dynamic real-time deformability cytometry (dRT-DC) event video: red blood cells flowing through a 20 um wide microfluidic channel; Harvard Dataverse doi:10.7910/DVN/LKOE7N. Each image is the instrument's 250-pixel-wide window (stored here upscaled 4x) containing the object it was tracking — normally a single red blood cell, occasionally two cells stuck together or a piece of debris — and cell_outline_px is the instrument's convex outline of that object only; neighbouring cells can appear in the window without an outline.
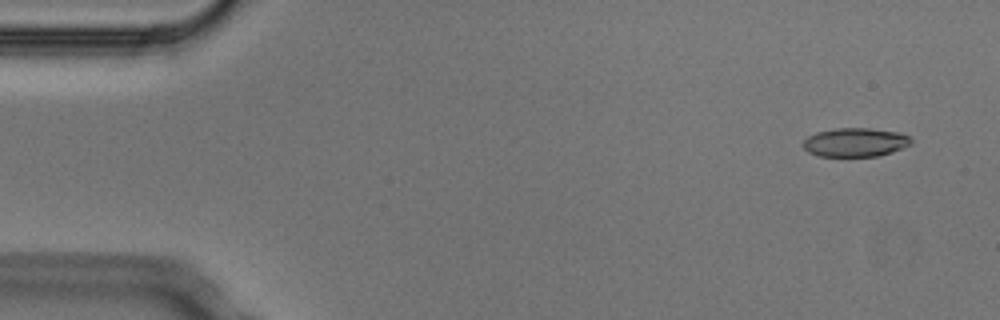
{"species": "Egyptian fruit bat (a non-hibernating species)", "species_latin": "Rousettus aegyptiacus", "temperature_condition": "cold", "stored_images_in_passage": 5, "camera_frame_rate_fps": 3000, "um_per_image_px": 0.085, "animal": {"sex": "male"}, "frame": {"image": 1, "passage_image": 1, "time_ms": 0.0, "image_size_px": [1000, 320], "cell_outline_px": [[912, 144], [892, 152], [880, 156], [816, 156], [808, 152], [804, 148], [804, 140], [808, 136], [816, 132], [836, 128], [872, 128], [900, 132], [908, 136], [912, 140]], "centroid_in_image_um": [72.71, 12.09], "position_along_channel_um": 12.3, "area_um2": 18.26}}
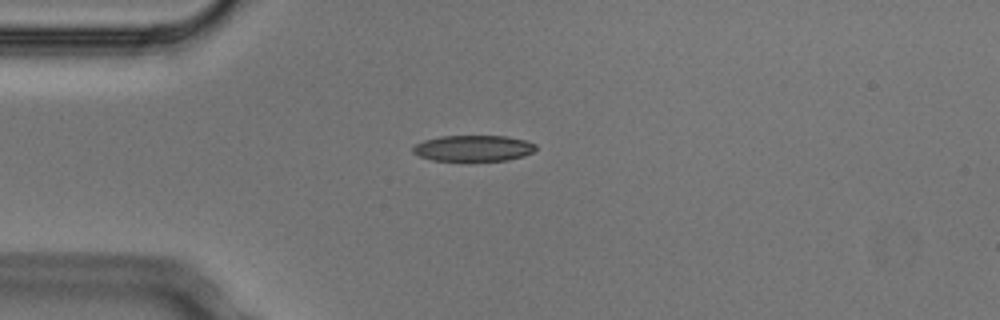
{"frame": {"image": 2, "passage_image": 4, "time_ms": 1.0, "image_size_px": [1000, 320], "cell_outline_px": [[536, 148], [532, 152], [524, 156], [508, 160], [432, 160], [420, 156], [412, 152], [412, 148], [416, 144], [424, 140], [440, 136], [508, 136], [524, 140], [536, 144]], "centroid_in_image_um": [40.24, 12.59], "position_along_channel_um": 44.8, "area_um2": 18.5}}
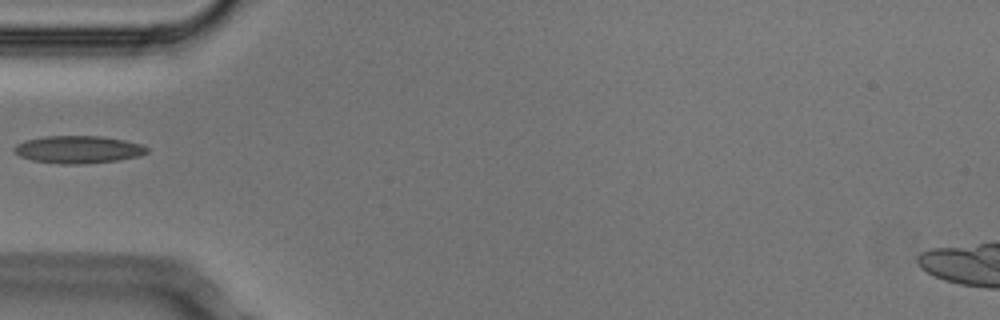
{"frame": {"image": 3, "passage_image": 5, "time_ms": 1.333, "image_size_px": [1000, 320], "cell_outline_px": [[148, 152], [140, 156], [116, 160], [84, 164], [60, 164], [32, 160], [20, 156], [12, 148], [16, 144], [24, 140], [44, 136], [104, 136], [124, 140], [140, 144], [148, 148]], "centroid_in_image_um": [6.63, 12.7], "position_along_channel_um": 78.4, "area_um2": 21.33}}